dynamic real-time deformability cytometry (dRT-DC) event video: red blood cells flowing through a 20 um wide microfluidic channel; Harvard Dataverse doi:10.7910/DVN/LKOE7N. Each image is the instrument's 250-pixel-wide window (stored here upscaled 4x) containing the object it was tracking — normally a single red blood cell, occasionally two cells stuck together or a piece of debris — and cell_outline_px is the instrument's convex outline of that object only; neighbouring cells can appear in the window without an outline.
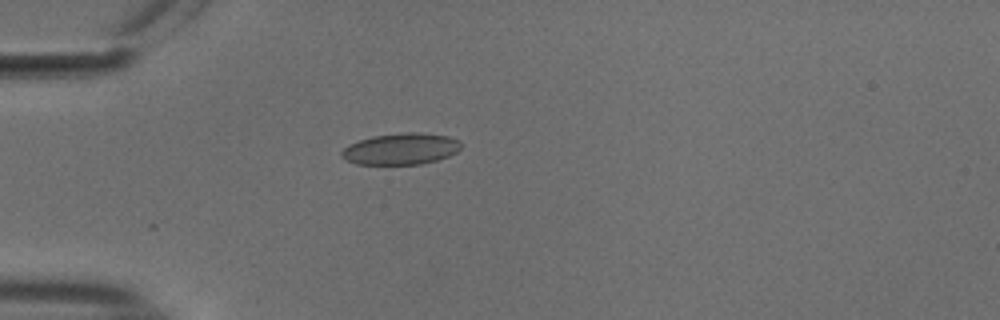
{"species": "common noctule bat (a hibernating species)", "species_latin": "Nyctalus noctula", "temperature_condition": "cold", "stored_images_in_passage": 21, "camera_frame_rate_fps": 3000, "um_per_image_px": 0.085, "animal": {"sex": "male", "body_mass_g": 18.8}, "frame": {"image": 1, "passage_image": 16, "time_ms": 5.0, "image_size_px": [1000, 320], "cell_outline_px": [[460, 148], [456, 152], [448, 156], [436, 160], [420, 164], [356, 164], [340, 156], [340, 152], [348, 144], [372, 136], [400, 132], [416, 132], [448, 136], [460, 140]], "centroid_in_image_um": [34.06, 12.64], "position_along_channel_um": 50.9, "area_um2": 21.85}}
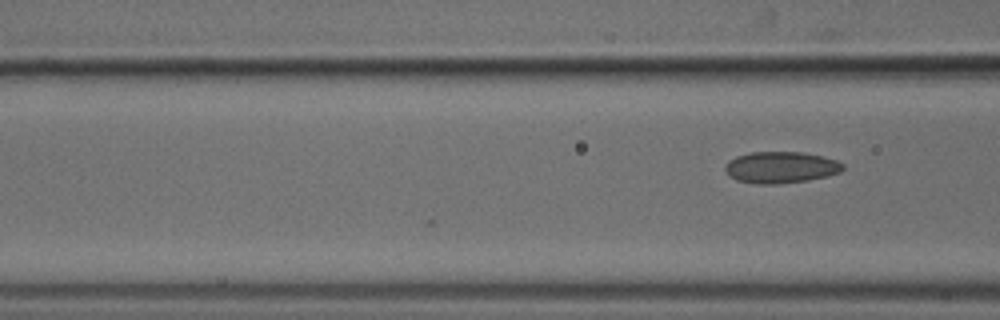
{"frame": {"image": 2, "passage_image": 21, "time_ms": 6.667, "image_size_px": [1000, 320], "cell_outline_px": [[844, 168], [840, 172], [828, 176], [808, 180], [776, 184], [756, 184], [736, 180], [728, 176], [724, 168], [728, 160], [736, 156], [752, 152], [804, 152], [836, 160], [844, 164]], "centroid_in_image_um": [66.34, 14.23], "position_along_channel_um": 100.3, "area_um2": 21.73}}